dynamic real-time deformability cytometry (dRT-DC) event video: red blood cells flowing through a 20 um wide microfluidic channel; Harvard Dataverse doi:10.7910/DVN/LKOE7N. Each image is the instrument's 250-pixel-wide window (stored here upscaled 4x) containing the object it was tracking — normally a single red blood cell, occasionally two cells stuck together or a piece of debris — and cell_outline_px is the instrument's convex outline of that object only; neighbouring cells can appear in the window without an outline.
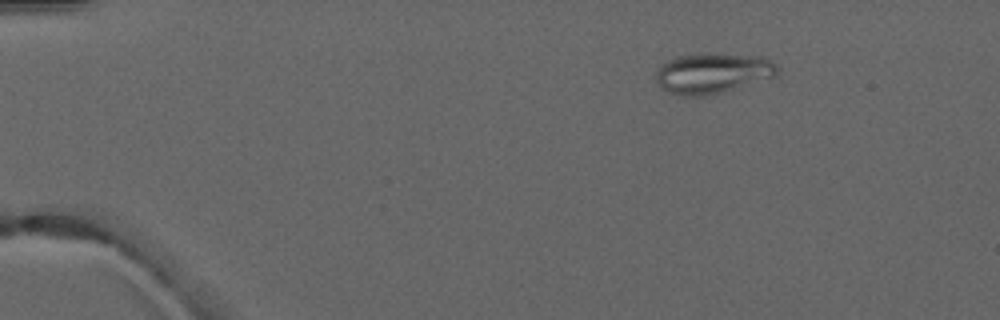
{"species": "common noctule bat (a hibernating species)", "species_latin": "Nyctalus noctula", "temperature_condition": "warm", "stored_images_in_passage": 4, "camera_frame_rate_fps": 3000, "um_per_image_px": 0.085, "animal": {"sex": "male", "forearm_length_mm": 52.5}, "frame": {"image": 1, "passage_image": 2, "time_ms": 2.0, "image_size_px": [1000, 320], "cell_outline_px": [[780, 68], [776, 76], [724, 92], [704, 96], [684, 96], [668, 92], [660, 88], [656, 80], [656, 72], [664, 64], [676, 56], [700, 52], [712, 52], [764, 56], [772, 60]], "centroid_in_image_um": [60.62, 6.2], "position_along_channel_um": 24.4, "area_um2": 29.25}}